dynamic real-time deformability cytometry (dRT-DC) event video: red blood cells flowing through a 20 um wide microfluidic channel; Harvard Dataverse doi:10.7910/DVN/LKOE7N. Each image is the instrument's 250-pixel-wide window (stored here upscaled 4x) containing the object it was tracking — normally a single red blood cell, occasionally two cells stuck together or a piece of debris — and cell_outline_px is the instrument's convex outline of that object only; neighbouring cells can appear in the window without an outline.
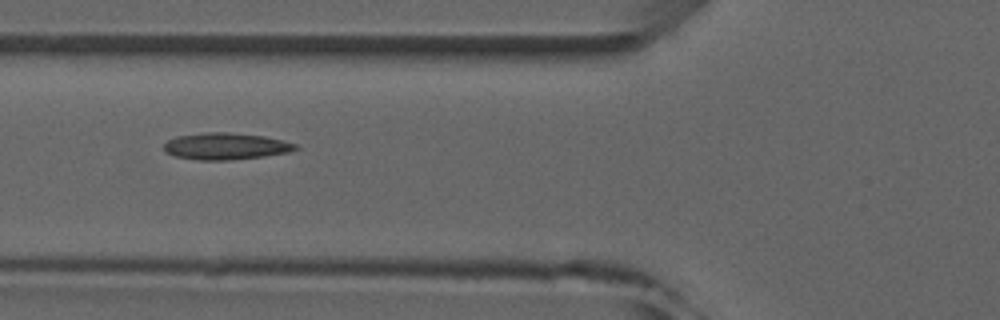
{"species": "common noctule bat (a hibernating species)", "species_latin": "Nyctalus noctula", "temperature_condition": "room temperature", "stored_images_in_passage": 5, "camera_frame_rate_fps": 3000, "um_per_image_px": 0.085, "animal": {"sex": "male", "forearm_length_mm": 52.5}, "frame": {"image": 1, "passage_image": 3, "time_ms": 3.333, "image_size_px": [1000, 320], "cell_outline_px": [[300, 148], [288, 152], [264, 156], [228, 160], [200, 160], [176, 156], [164, 152], [164, 144], [168, 140], [176, 136], [204, 132], [228, 132], [264, 136], [284, 140], [296, 144]], "centroid_in_image_um": [19.19, 12.42], "position_along_channel_um": 106.6, "area_um2": 20.52}}
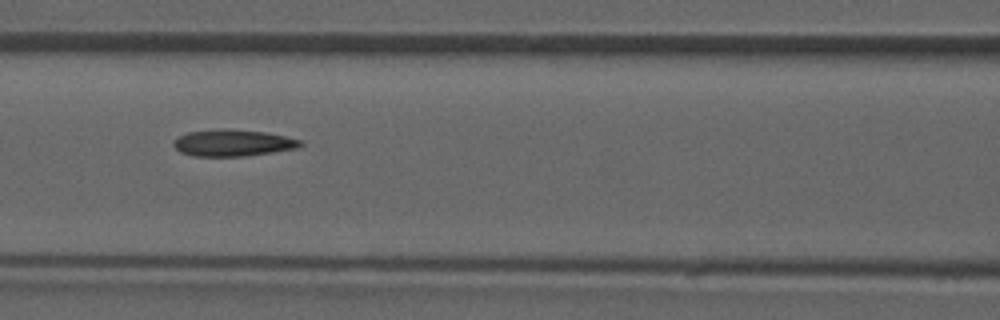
{"frame": {"image": 2, "passage_image": 4, "time_ms": 4.333, "image_size_px": [1000, 320], "cell_outline_px": [[304, 144], [296, 148], [272, 152], [244, 156], [192, 156], [180, 152], [172, 144], [172, 140], [188, 132], [224, 128], [264, 132], [304, 140]], "centroid_in_image_um": [19.78, 12.14], "position_along_channel_um": 146.8, "area_um2": 19.71}}